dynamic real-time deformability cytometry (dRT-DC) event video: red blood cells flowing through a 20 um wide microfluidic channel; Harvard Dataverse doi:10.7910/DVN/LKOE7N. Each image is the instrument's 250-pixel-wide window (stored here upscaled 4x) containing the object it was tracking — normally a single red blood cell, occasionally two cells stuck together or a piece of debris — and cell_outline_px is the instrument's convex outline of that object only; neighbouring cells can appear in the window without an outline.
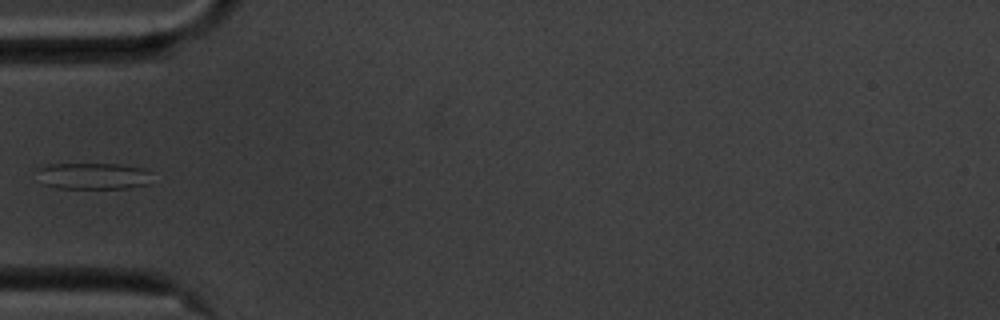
{"species": "common noctule bat (a hibernating species)", "species_latin": "Nyctalus noctula", "temperature_condition": "cold", "stored_images_in_passage": 39, "camera_frame_rate_fps": 3000, "um_per_image_px": 0.085, "animal": {"sex": "male", "body_mass_g": 20.1, "forearm_length_mm": 53.5}, "frame": {"image": 1, "passage_image": 1, "time_ms": 0.0, "image_size_px": [1000, 320], "cell_outline_px": [[152, 172], [148, 184], [128, 188], [56, 188], [44, 184], [36, 168], [48, 164], [120, 164], [144, 168]], "centroid_in_image_um": [7.95, 14.95], "position_along_channel_um": 77.0, "area_um2": 17.8}}
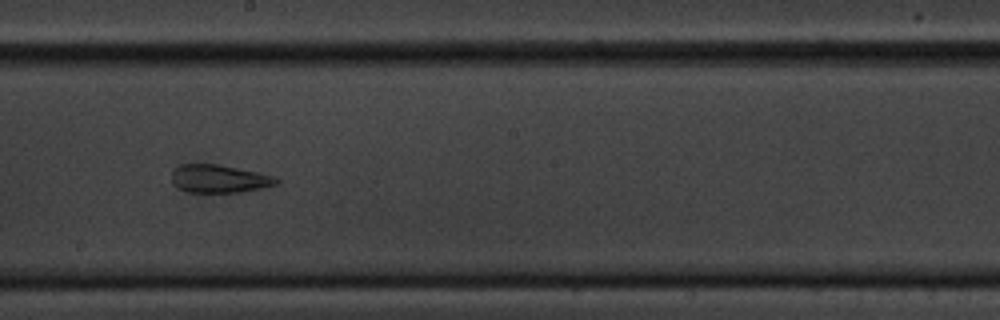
{"frame": {"image": 2, "passage_image": 14, "time_ms": 4.333, "image_size_px": [1000, 320], "cell_outline_px": [[280, 180], [276, 184], [260, 188], [240, 192], [188, 192], [176, 188], [172, 184], [172, 168], [180, 164], [216, 164], [260, 172], [272, 176]], "centroid_in_image_um": [18.57, 15.19], "position_along_channel_um": 229.6, "area_um2": 17.17}}
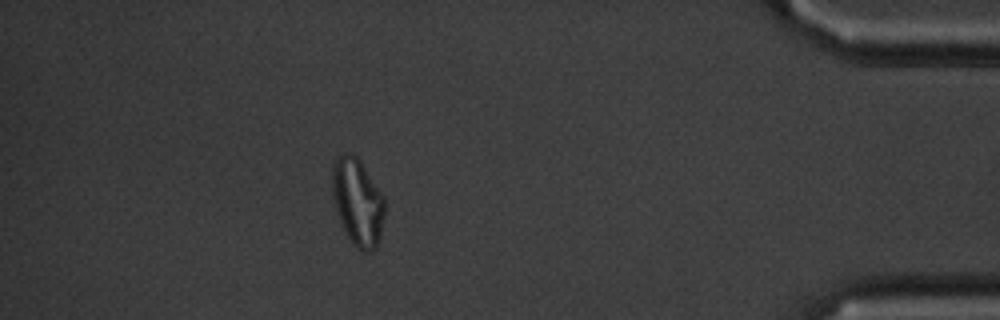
{"frame": {"image": 3, "passage_image": 33, "time_ms": 10.667, "image_size_px": [1000, 320], "cell_outline_px": [[384, 216], [376, 248], [372, 252], [360, 252], [356, 248], [348, 236], [344, 228], [332, 192], [332, 160], [344, 152], [348, 152], [356, 156], [360, 160], [384, 196]], "centroid_in_image_um": [30.4, 17.13], "position_along_channel_um": 404.8, "area_um2": 26.36}}